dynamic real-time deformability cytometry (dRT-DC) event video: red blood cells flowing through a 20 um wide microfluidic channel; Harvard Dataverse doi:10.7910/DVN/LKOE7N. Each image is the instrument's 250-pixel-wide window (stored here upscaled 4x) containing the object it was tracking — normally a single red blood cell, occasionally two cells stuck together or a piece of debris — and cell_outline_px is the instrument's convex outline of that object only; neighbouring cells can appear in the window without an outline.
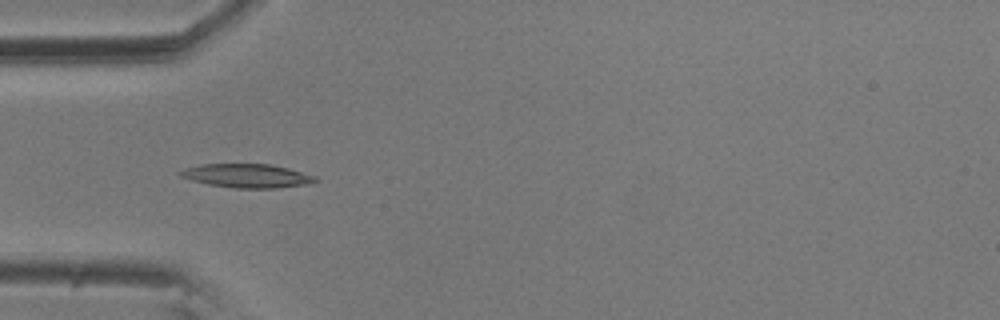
{"species": "common noctule bat (a hibernating species)", "species_latin": "Nyctalus noctula", "temperature_condition": "room temperature", "stored_images_in_passage": 52, "camera_frame_rate_fps": 3000, "um_per_image_px": 0.085, "animal": {"sex": "male", "body_mass_g": 20.5, "forearm_length_mm": 52.5}, "frame": {"image": 1, "passage_image": 17, "time_ms": 5.333, "image_size_px": [1000, 320], "cell_outline_px": [[320, 180], [312, 184], [276, 188], [232, 188], [208, 184], [192, 180], [180, 176], [176, 172], [184, 168], [200, 164], [268, 164], [288, 168], [316, 176]], "centroid_in_image_um": [21.01, 14.94], "position_along_channel_um": 64.0, "area_um2": 18.9}}
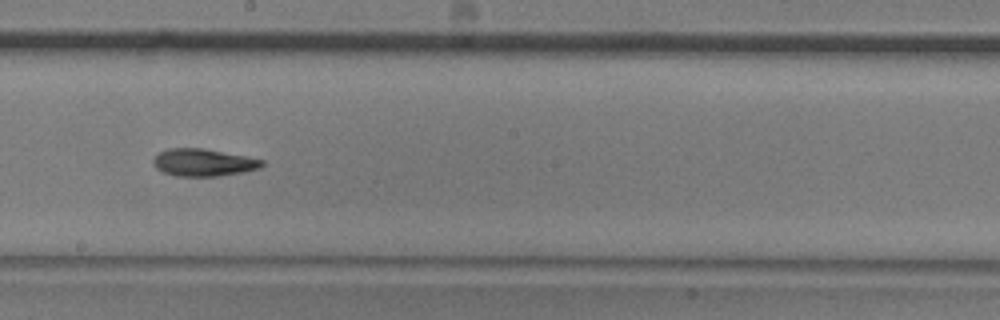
{"frame": {"image": 2, "passage_image": 31, "time_ms": 10.0, "image_size_px": [1000, 320], "cell_outline_px": [[264, 164], [260, 168], [244, 172], [220, 176], [176, 176], [164, 172], [156, 168], [152, 164], [152, 160], [160, 152], [168, 148], [200, 148], [244, 156], [264, 160]], "centroid_in_image_um": [17.27, 13.82], "position_along_channel_um": 230.9, "area_um2": 17.22}}
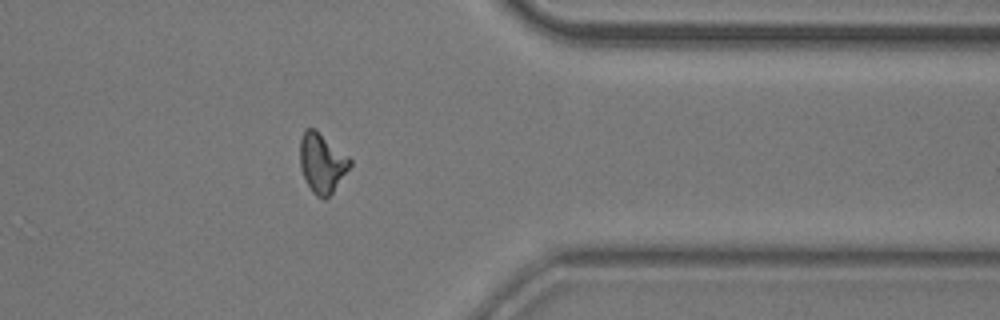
{"frame": {"image": 3, "passage_image": 45, "time_ms": 14.667, "image_size_px": [1000, 320], "cell_outline_px": [[352, 164], [332, 192], [324, 200], [316, 196], [312, 192], [300, 168], [300, 140], [304, 128], [316, 128], [348, 156], [352, 160]], "centroid_in_image_um": [27.36, 13.82], "position_along_channel_um": 384.0, "area_um2": 17.34}, "authors_computed_cell_mechanics": {"area_um2": 17.34, "velocity_mm_per_s": 3.5579, "shape_relaxation_time_tau1_ms": 8.2204, "shape_relaxation_time_tau2_ms": 5.5878, "deformation_change_tau1": 0.2392, "deformation_change_tau2": 0.1469}}